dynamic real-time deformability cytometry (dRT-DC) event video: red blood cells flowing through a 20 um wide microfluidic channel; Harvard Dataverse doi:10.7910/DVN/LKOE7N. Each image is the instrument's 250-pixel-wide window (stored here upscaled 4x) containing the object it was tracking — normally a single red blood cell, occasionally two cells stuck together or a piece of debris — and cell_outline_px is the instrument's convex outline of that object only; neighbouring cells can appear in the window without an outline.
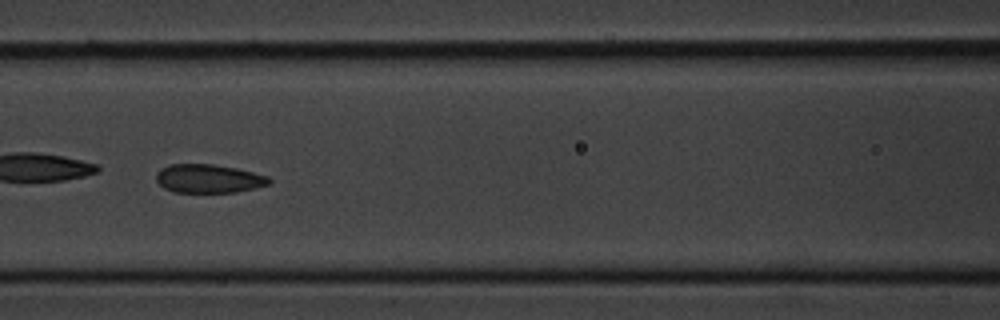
{"species": "common noctule bat (a hibernating species)", "species_latin": "Nyctalus noctula", "temperature_condition": "cold", "stored_images_in_passage": 40, "camera_frame_rate_fps": 3000, "um_per_image_px": 0.085, "animal": {"sex": "male", "body_mass_g": 20.1, "forearm_length_mm": 53.5}, "frame": {"image": 1, "passage_image": 10, "time_ms": 3.0, "image_size_px": [1000, 320], "cell_outline_px": [[272, 180], [268, 184], [236, 192], [172, 192], [164, 188], [156, 180], [156, 172], [160, 168], [168, 164], [212, 164], [236, 168], [268, 176]], "centroid_in_image_um": [17.68, 15.17], "position_along_channel_um": 148.9, "area_um2": 18.79}}
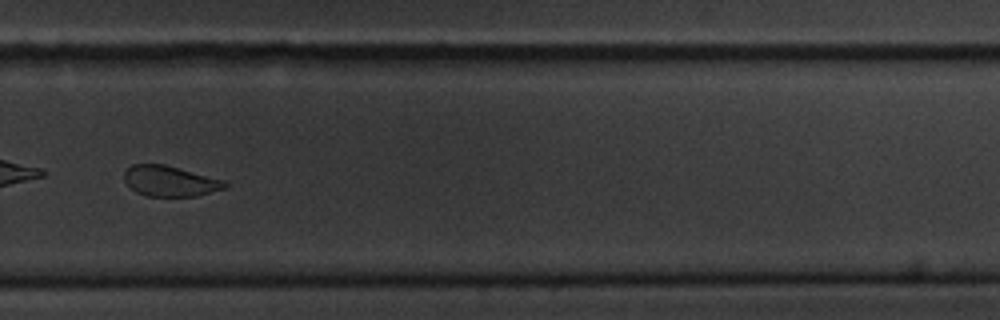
{"frame": {"image": 2, "passage_image": 24, "time_ms": 7.667, "image_size_px": [1000, 320], "cell_outline_px": [[228, 184], [224, 188], [196, 196], [148, 196], [136, 192], [124, 180], [124, 172], [132, 164], [164, 164], [228, 180]], "centroid_in_image_um": [14.48, 15.38], "position_along_channel_um": 315.3, "area_um2": 17.98}}
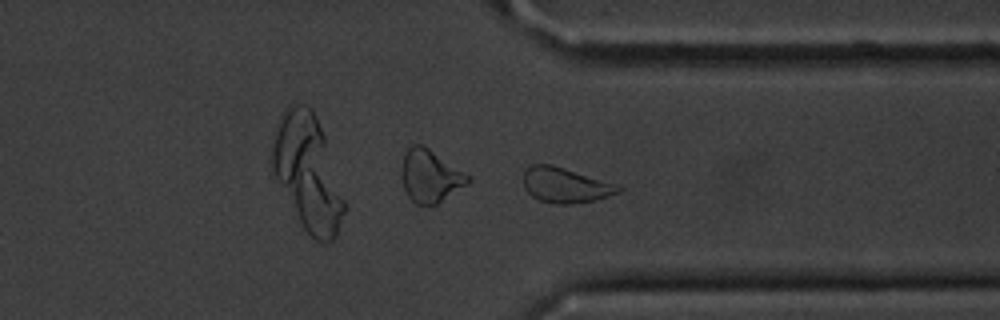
{"frame": {"image": 3, "passage_image": 28, "time_ms": 9.0, "image_size_px": [1000, 320], "cell_outline_px": [[624, 188], [620, 192], [596, 200], [576, 204], [556, 204], [540, 200], [532, 196], [524, 188], [524, 172], [532, 164], [552, 164]], "centroid_in_image_um": [48.02, 15.76], "position_along_channel_um": 363.4, "area_um2": 19.07}, "authors_computed_cell_mechanics": {"area_um2": 19.5653, "velocity_mm_per_s": 3.58, "shape_relaxation_time_tau1_ms": 9.6589, "shape_relaxation_time_tau2_ms": 2.0123, "deformation_change_tau1": 0.1322, "deformation_change_tau2": 0.0749}}